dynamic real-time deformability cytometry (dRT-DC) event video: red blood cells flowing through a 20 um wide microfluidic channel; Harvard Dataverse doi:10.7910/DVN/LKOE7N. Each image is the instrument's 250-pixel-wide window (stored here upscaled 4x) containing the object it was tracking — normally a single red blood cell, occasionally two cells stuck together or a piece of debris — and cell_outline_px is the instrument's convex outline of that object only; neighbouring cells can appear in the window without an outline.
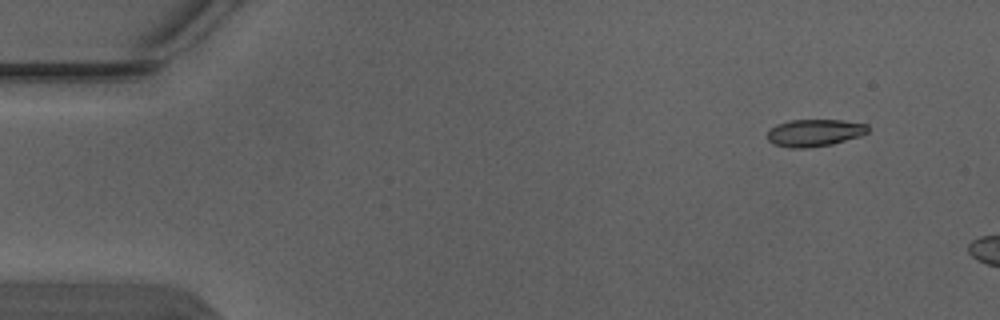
{"species": "Egyptian fruit bat (a non-hibernating species)", "species_latin": "Rousettus aegyptiacus", "temperature_condition": "warm", "stored_images_in_passage": 2, "camera_frame_rate_fps": 3000, "um_per_image_px": 0.085, "animal": {"sex": "male"}, "frame": {"image": 1, "passage_image": 2, "time_ms": 0.333, "image_size_px": [1000, 320], "cell_outline_px": [[868, 132], [860, 136], [832, 144], [808, 148], [788, 148], [772, 144], [768, 140], [768, 132], [776, 124], [792, 120], [844, 120], [868, 124]], "centroid_in_image_um": [69.24, 11.29], "position_along_channel_um": 15.8, "area_um2": 16.01}}